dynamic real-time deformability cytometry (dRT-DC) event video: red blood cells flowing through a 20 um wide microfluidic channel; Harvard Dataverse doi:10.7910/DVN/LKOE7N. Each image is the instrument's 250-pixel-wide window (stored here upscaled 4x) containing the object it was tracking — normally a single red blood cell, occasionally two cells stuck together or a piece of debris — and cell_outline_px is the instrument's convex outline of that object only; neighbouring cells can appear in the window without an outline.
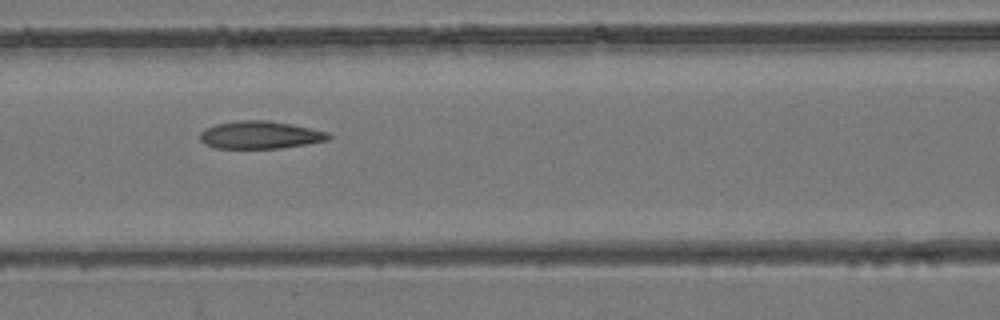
{"species": "common noctule bat (a hibernating species)", "species_latin": "Nyctalus noctula", "temperature_condition": "room temperature", "stored_images_in_passage": 5, "camera_frame_rate_fps": 3000, "um_per_image_px": 0.085, "animal": {"sex": "female", "body_mass_g": 24.6, "forearm_length_mm": 56.2}, "frame": {"image": 1, "passage_image": 4, "time_ms": 1.0, "image_size_px": [1000, 320], "cell_outline_px": [[332, 136], [328, 140], [308, 144], [280, 148], [216, 148], [204, 144], [200, 140], [200, 132], [204, 128], [216, 124], [240, 120], [268, 120], [292, 124], [328, 132]], "centroid_in_image_um": [22.1, 11.47], "position_along_channel_um": 144.5, "area_um2": 20.81}}
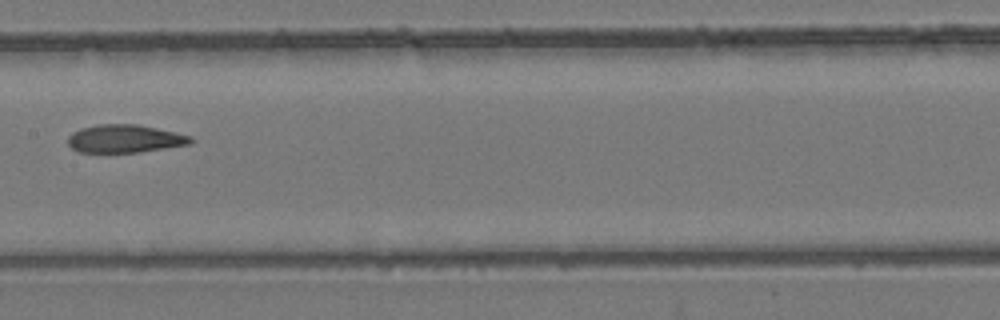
{"frame": {"image": 2, "passage_image": 5, "time_ms": 1.333, "image_size_px": [1000, 320], "cell_outline_px": [[196, 140], [192, 144], [140, 152], [80, 152], [72, 148], [68, 144], [68, 136], [72, 132], [80, 128], [100, 124], [140, 124], [176, 132], [192, 136]], "centroid_in_image_um": [10.66, 11.78], "position_along_channel_um": 196.7, "area_um2": 20.29}}